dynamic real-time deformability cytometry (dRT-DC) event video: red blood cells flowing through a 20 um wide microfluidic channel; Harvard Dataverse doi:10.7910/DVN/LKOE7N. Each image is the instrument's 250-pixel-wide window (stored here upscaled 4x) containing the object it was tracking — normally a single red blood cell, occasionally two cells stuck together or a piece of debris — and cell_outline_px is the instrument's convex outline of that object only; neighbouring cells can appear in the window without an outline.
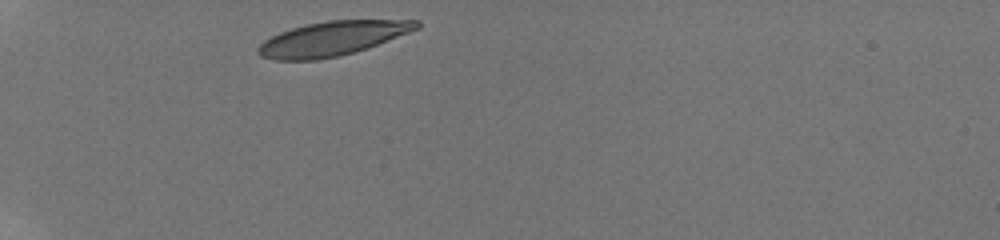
{"species": "human", "species_latin": "Homo sapiens", "temperature_condition": "room temperature", "stored_images_in_passage": 3, "camera_frame_rate_fps": 3000, "um_per_image_px": 0.085, "donor": {"sex": "male"}, "frame": {"image": 1, "passage_image": 1, "time_ms": 0.0, "image_size_px": [1000, 240], "cell_outline_px": [[420, 28], [376, 44], [352, 52], [336, 56], [316, 60], [276, 60], [260, 56], [256, 52], [256, 48], [264, 40], [280, 32], [292, 28], [308, 24], [328, 20], [420, 20]], "centroid_in_image_um": [28.2, 3.27], "position_along_channel_um": 56.8, "area_um2": 31.21}}